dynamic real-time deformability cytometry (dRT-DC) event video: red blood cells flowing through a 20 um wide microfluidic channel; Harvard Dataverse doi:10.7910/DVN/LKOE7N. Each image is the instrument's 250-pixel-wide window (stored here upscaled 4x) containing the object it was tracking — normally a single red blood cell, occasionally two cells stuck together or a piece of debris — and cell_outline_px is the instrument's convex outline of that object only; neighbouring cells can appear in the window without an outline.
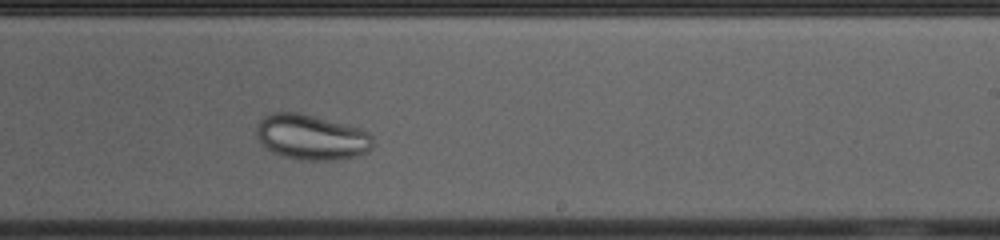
{"species": "common noctule bat (a hibernating species)", "species_latin": "Nyctalus noctula", "temperature_condition": "cold", "stored_images_in_passage": 38, "camera_frame_rate_fps": 3000, "um_per_image_px": 0.085, "animal": {"sex": "female", "body_mass_g": 23.0, "forearm_length_mm": 53.4}, "frame": {"image": 1, "passage_image": 25, "time_ms": 8.0, "image_size_px": [1000, 240], "cell_outline_px": [[372, 148], [368, 152], [356, 156], [332, 160], [300, 160], [284, 156], [272, 152], [256, 136], [256, 128], [260, 120], [264, 116], [272, 112], [300, 112], [348, 124], [360, 128], [368, 132], [372, 136]], "centroid_in_image_um": [26.49, 11.64], "position_along_channel_um": 262.5, "area_um2": 30.87}}
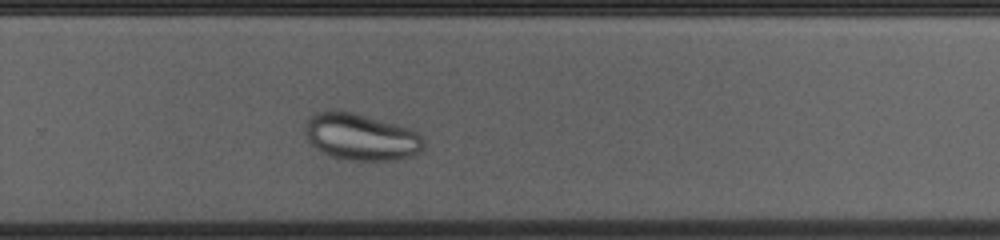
{"frame": {"image": 2, "passage_image": 28, "time_ms": 9.0, "image_size_px": [1000, 240], "cell_outline_px": [[424, 148], [408, 156], [388, 160], [352, 160], [332, 156], [316, 148], [308, 140], [304, 132], [304, 124], [308, 116], [316, 112], [332, 108], [352, 112], [400, 124], [412, 128], [424, 140]], "centroid_in_image_um": [30.63, 11.58], "position_along_channel_um": 299.2, "area_um2": 32.54}}
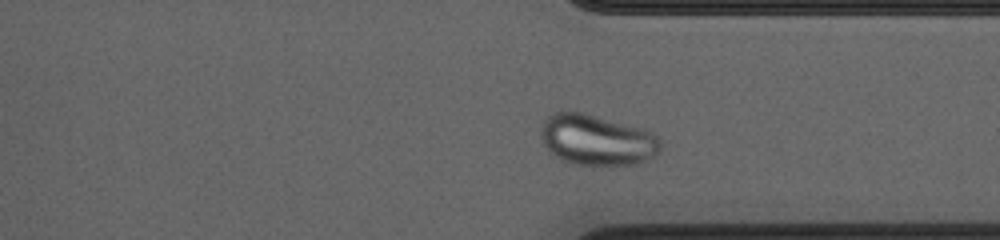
{"frame": {"image": 3, "passage_image": 33, "time_ms": 10.667, "image_size_px": [1000, 240], "cell_outline_px": [[660, 152], [636, 164], [572, 164], [560, 160], [548, 152], [540, 136], [540, 132], [544, 120], [548, 116], [556, 112], [580, 112], [640, 128], [652, 132], [660, 140]], "centroid_in_image_um": [50.68, 11.9], "position_along_channel_um": 360.7, "area_um2": 34.91}}